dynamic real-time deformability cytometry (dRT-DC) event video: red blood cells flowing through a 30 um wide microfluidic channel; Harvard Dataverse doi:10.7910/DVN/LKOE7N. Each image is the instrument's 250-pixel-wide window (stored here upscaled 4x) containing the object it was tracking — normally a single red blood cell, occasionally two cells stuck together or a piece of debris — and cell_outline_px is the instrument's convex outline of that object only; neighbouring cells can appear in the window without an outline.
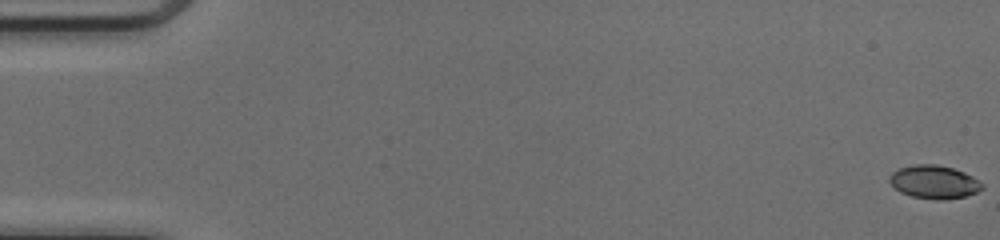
{"species": "common noctule bat (a hibernating species)", "species_latin": "Nyctalus noctula", "temperature_condition": "cold", "stored_images_in_passage": 51, "camera_frame_rate_fps": 3000, "um_per_image_px": 0.085, "animal": {"sex": "female", "body_mass_g": 17.0, "forearm_length_mm": 48.0}, "frame": {"image": 1, "passage_image": 1, "time_ms": 0.0, "image_size_px": [1000, 240], "cell_outline_px": [[984, 188], [976, 192], [964, 196], [944, 200], [936, 200], [912, 196], [900, 192], [888, 180], [888, 176], [892, 172], [900, 168], [916, 164], [936, 164], [952, 168], [964, 172], [972, 176], [984, 184]], "centroid_in_image_um": [79.4, 15.47], "position_along_channel_um": 5.6, "area_um2": 17.92}}
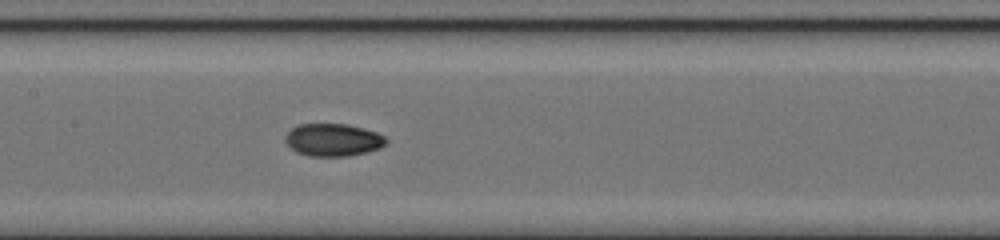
{"frame": {"image": 2, "passage_image": 26, "time_ms": 8.333, "image_size_px": [1000, 240], "cell_outline_px": [[388, 140], [380, 148], [368, 152], [348, 156], [308, 156], [296, 152], [284, 140], [284, 136], [292, 128], [300, 124], [348, 124], [376, 132], [384, 136]], "centroid_in_image_um": [28.31, 11.89], "position_along_channel_um": 179.1, "area_um2": 19.13}}
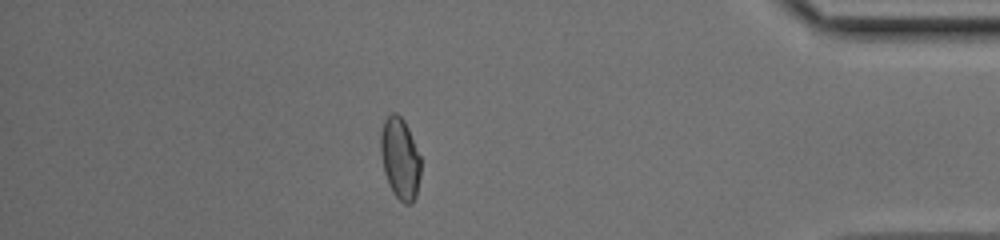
{"frame": {"image": 3, "passage_image": 45, "time_ms": 14.667, "image_size_px": [1000, 240], "cell_outline_px": [[420, 176], [416, 196], [412, 204], [404, 204], [392, 192], [388, 184], [384, 172], [380, 152], [380, 132], [384, 120], [392, 112], [396, 112], [404, 120], [408, 128], [420, 156]], "centroid_in_image_um": [33.99, 13.47], "position_along_channel_um": 401.2, "area_um2": 19.19}, "authors_computed_cell_mechanics": {"area_um2": 18.6694, "velocity_mm_per_s": 4.143, "shape_relaxation_time_tau1_ms": null, "shape_relaxation_time_tau2_ms": 1.7541, "deformation_change_tau1": null, "deformation_change_tau2": 0.0496}}